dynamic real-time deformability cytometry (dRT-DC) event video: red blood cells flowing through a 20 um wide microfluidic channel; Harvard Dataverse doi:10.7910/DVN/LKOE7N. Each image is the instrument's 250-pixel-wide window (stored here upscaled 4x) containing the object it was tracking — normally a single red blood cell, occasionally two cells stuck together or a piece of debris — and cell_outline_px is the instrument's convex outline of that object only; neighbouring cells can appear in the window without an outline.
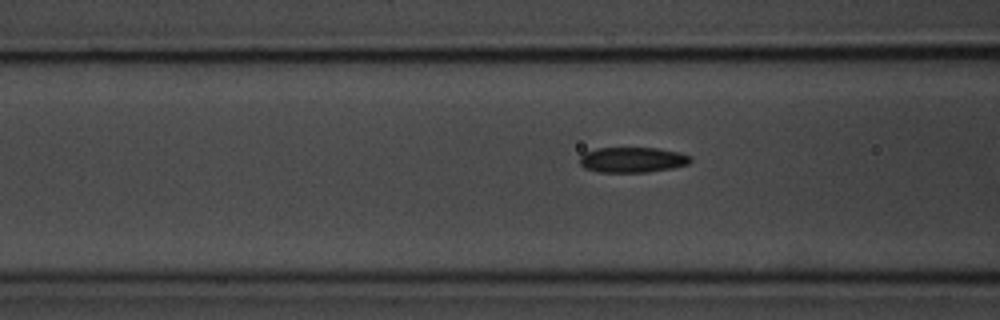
{"species": "common noctule bat (a hibernating species)", "species_latin": "Nyctalus noctula", "temperature_condition": "room temperature", "stored_images_in_passage": 13, "camera_frame_rate_fps": 3000, "um_per_image_px": 0.085, "animal": {"sex": "male", "body_mass_g": 20.1, "forearm_length_mm": 53.5}, "frame": {"image": 1, "passage_image": 11, "time_ms": 3.333, "image_size_px": [1000, 320], "cell_outline_px": [[692, 160], [688, 164], [672, 168], [648, 172], [600, 172], [584, 168], [580, 164], [580, 156], [584, 152], [596, 148], [656, 148], [680, 152], [688, 156]], "centroid_in_image_um": [53.73, 13.58], "position_along_channel_um": 112.9, "area_um2": 16.36}}